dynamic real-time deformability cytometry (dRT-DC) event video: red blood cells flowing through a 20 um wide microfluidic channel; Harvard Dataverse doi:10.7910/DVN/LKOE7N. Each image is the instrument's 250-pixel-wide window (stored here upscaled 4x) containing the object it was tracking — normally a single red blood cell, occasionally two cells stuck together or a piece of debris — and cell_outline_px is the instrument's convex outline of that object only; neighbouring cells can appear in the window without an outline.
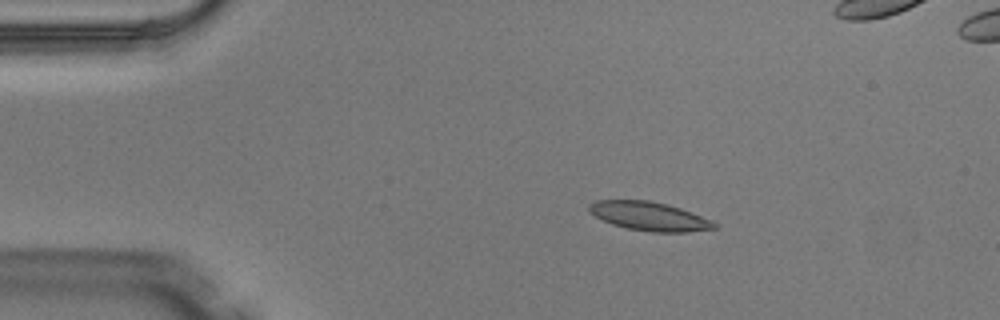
{"species": "Egyptian fruit bat (a non-hibernating species)", "species_latin": "Rousettus aegyptiacus", "temperature_condition": "warm", "stored_images_in_passage": 4, "camera_frame_rate_fps": 3000, "um_per_image_px": 0.085, "animal": {"sex": "male"}, "frame": {"image": 1, "passage_image": 2, "time_ms": 0.333, "image_size_px": [1000, 320], "cell_outline_px": [[716, 228], [684, 232], [652, 232], [628, 228], [612, 224], [588, 212], [588, 204], [596, 200], [648, 200], [680, 208], [712, 220], [716, 224]], "centroid_in_image_um": [55.16, 18.37], "position_along_channel_um": 29.8, "area_um2": 20.75}}